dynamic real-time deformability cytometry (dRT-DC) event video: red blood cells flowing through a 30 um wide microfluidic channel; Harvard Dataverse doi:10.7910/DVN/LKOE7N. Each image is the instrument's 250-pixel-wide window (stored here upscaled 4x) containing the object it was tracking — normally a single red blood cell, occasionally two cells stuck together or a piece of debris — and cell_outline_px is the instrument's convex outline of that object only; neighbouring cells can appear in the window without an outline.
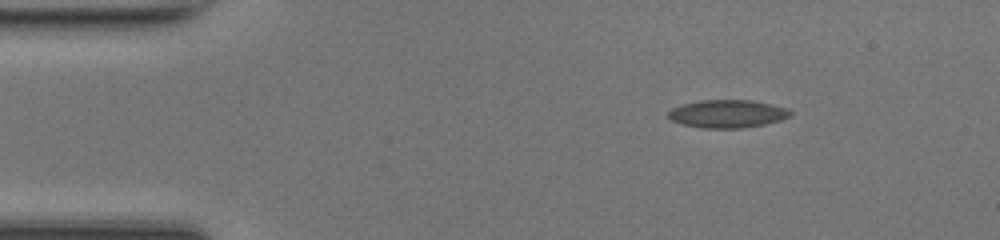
{"species": "common noctule bat (a hibernating species)", "species_latin": "Nyctalus noctula", "temperature_condition": "room temperature", "stored_images_in_passage": 43, "camera_frame_rate_fps": 3000, "um_per_image_px": 0.085, "animal": {"sex": "female", "body_mass_g": 17.0, "forearm_length_mm": 48.0}, "frame": {"image": 1, "passage_image": 1, "time_ms": 0.0, "image_size_px": [1000, 240], "cell_outline_px": [[792, 116], [780, 120], [764, 124], [740, 128], [704, 128], [684, 124], [672, 120], [668, 116], [668, 112], [672, 108], [684, 104], [700, 100], [752, 100], [784, 108], [792, 112]], "centroid_in_image_um": [61.83, 9.67], "position_along_channel_um": 23.2, "area_um2": 19.54}}
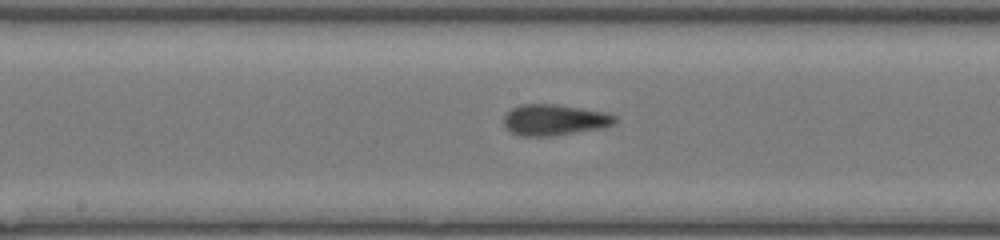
{"frame": {"image": 2, "passage_image": 19, "time_ms": 6.0, "image_size_px": [1000, 240], "cell_outline_px": [[616, 120], [612, 124], [604, 128], [552, 136], [520, 136], [504, 128], [504, 116], [512, 108], [520, 104], [556, 104], [604, 112], [616, 116]], "centroid_in_image_um": [47.1, 10.2], "position_along_channel_um": 201.1, "area_um2": 20.11}}
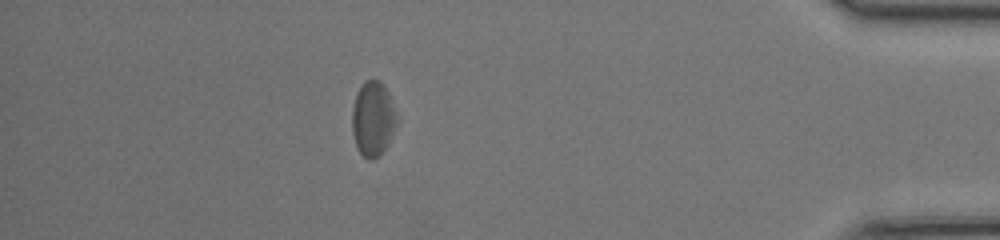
{"frame": {"image": 3, "passage_image": 37, "time_ms": 12.0, "image_size_px": [1000, 240], "cell_outline_px": [[396, 124], [388, 144], [380, 156], [372, 160], [368, 160], [360, 152], [356, 144], [352, 132], [352, 108], [356, 96], [364, 80], [380, 80], [388, 92], [396, 112]], "centroid_in_image_um": [31.7, 10.11], "position_along_channel_um": 403.5, "area_um2": 19.31}, "authors_computed_cell_mechanics": {"area_um2": 19.7676, "velocity_mm_per_s": 4.213, "shape_relaxation_time_tau1_ms": 5.6834, "shape_relaxation_time_tau2_ms": 2.9348, "deformation_change_tau1": 0.1104, "deformation_change_tau2": 0.1146}}